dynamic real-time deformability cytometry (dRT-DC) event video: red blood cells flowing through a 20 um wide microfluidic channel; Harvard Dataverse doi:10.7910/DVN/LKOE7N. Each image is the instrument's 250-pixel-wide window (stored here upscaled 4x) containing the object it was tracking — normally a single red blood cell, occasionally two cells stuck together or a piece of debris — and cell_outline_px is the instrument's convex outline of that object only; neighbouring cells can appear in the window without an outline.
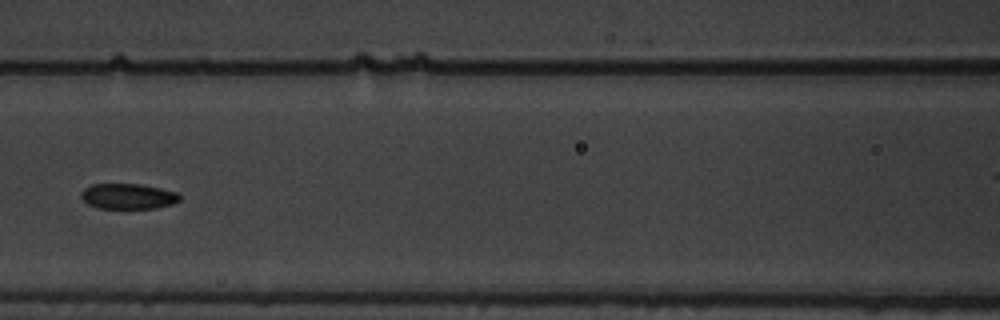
{"species": "common noctule bat (a hibernating species)", "species_latin": "Nyctalus noctula", "temperature_condition": "warm", "stored_images_in_passage": 14, "camera_frame_rate_fps": 3000, "um_per_image_px": 0.085, "animal": {"sex": "male", "body_mass_g": 19.5, "forearm_length_mm": 54.6}, "frame": {"image": 1, "passage_image": 7, "time_ms": 2.0, "image_size_px": [1000, 320], "cell_outline_px": [[180, 200], [172, 204], [156, 208], [100, 208], [88, 204], [80, 196], [80, 192], [84, 188], [92, 184], [140, 184], [160, 188], [176, 192], [180, 196]], "centroid_in_image_um": [10.87, 16.68], "position_along_channel_um": 155.7, "area_um2": 14.57}}
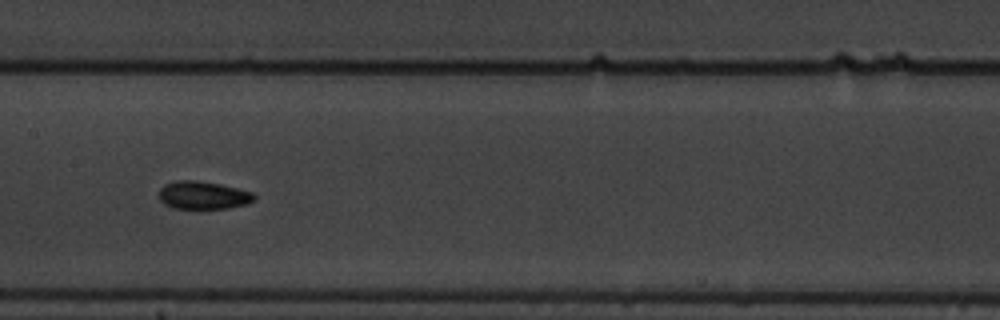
{"frame": {"image": 2, "passage_image": 8, "time_ms": 2.333, "image_size_px": [1000, 320], "cell_outline_px": [[256, 196], [248, 204], [228, 208], [172, 208], [164, 204], [160, 200], [160, 188], [164, 184], [176, 180], [196, 180], [220, 184], [252, 192]], "centroid_in_image_um": [17.24, 16.59], "position_along_channel_um": 190.2, "area_um2": 15.43}}
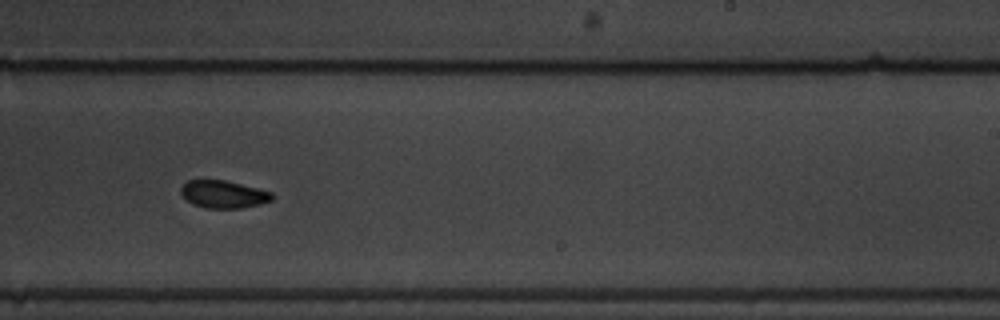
{"frame": {"image": 3, "passage_image": 10, "time_ms": 3.0, "image_size_px": [1000, 320], "cell_outline_px": [[272, 200], [260, 204], [240, 208], [204, 208], [192, 204], [180, 192], [180, 188], [188, 180], [224, 180], [272, 192]], "centroid_in_image_um": [18.97, 16.52], "position_along_channel_um": 270.0, "area_um2": 14.45}}